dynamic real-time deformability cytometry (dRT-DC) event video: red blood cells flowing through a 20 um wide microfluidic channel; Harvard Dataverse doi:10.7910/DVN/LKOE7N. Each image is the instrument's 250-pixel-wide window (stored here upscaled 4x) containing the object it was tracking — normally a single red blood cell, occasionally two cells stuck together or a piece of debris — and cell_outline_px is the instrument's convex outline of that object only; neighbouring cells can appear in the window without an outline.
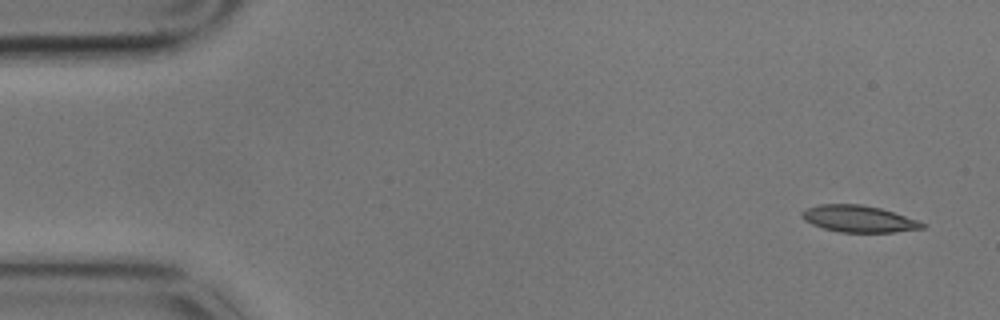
{"species": "common noctule bat (a hibernating species)", "species_latin": "Nyctalus noctula", "temperature_condition": "cold", "stored_images_in_passage": 5, "camera_frame_rate_fps": 3000, "um_per_image_px": 0.085, "animal": {"sex": "male", "body_mass_g": 17.9}, "frame": {"image": 1, "passage_image": 1, "time_ms": 0.0, "image_size_px": [1000, 320], "cell_outline_px": [[928, 228], [896, 232], [840, 232], [824, 228], [812, 224], [804, 220], [800, 216], [800, 212], [808, 208], [820, 204], [860, 204], [880, 208], [928, 224]], "centroid_in_image_um": [73.0, 18.61], "position_along_channel_um": 12.0, "area_um2": 18.73}}
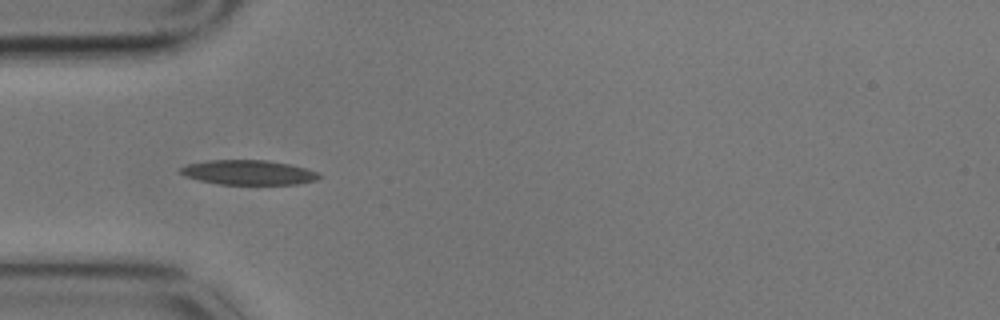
{"frame": {"image": 2, "passage_image": 5, "time_ms": 1.333, "image_size_px": [1000, 320], "cell_outline_px": [[324, 176], [316, 180], [296, 184], [220, 184], [200, 180], [184, 176], [180, 172], [180, 168], [188, 164], [208, 160], [268, 160], [288, 164], [304, 168], [316, 172]], "centroid_in_image_um": [21.12, 14.65], "position_along_channel_um": 63.9, "area_um2": 19.77}}